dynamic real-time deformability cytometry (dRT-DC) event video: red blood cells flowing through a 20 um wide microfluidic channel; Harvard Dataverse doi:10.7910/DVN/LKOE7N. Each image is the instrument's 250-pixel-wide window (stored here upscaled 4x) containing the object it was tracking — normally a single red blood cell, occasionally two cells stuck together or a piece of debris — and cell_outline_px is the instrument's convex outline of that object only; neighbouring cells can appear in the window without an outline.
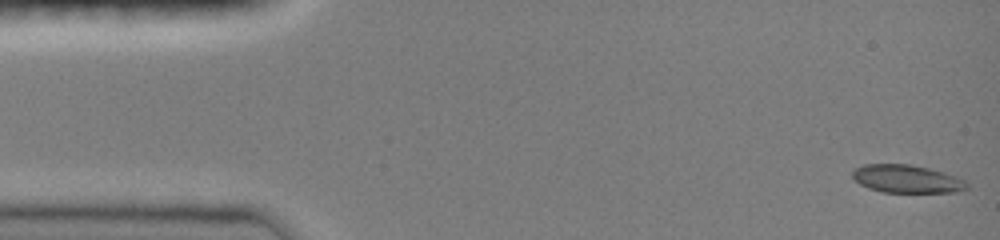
{"species": "common noctule bat (a hibernating species)", "species_latin": "Nyctalus noctula", "temperature_condition": "room temperature", "stored_images_in_passage": 45, "camera_frame_rate_fps": 3000, "um_per_image_px": 0.085, "animal": {"sex": "female", "body_mass_g": 19.0, "forearm_length_mm": 51.5}, "frame": {"image": 1, "passage_image": 1, "time_ms": 0.0, "image_size_px": [1000, 240], "cell_outline_px": [[968, 188], [956, 192], [884, 192], [868, 188], [852, 180], [852, 172], [856, 168], [864, 164], [912, 164], [928, 168], [964, 180], [968, 184]], "centroid_in_image_um": [77.02, 15.21], "position_along_channel_um": 8.0, "area_um2": 18.5}}
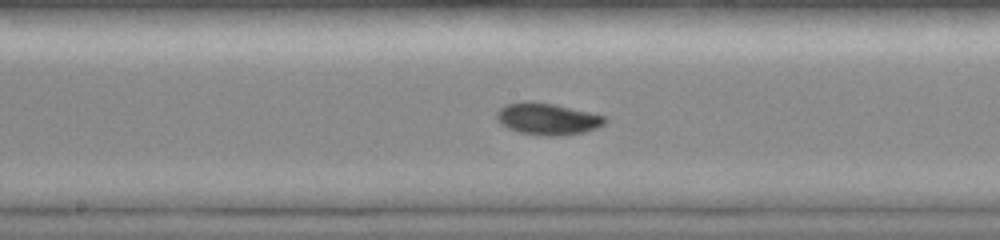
{"frame": {"image": 2, "passage_image": 23, "time_ms": 7.333, "image_size_px": [1000, 240], "cell_outline_px": [[608, 120], [604, 124], [596, 128], [584, 132], [560, 136], [548, 136], [520, 132], [508, 128], [500, 124], [496, 120], [496, 112], [504, 104], [524, 100], [528, 100], [552, 104], [608, 116]], "centroid_in_image_um": [46.52, 10.09], "position_along_channel_um": 201.7, "area_um2": 20.23}}
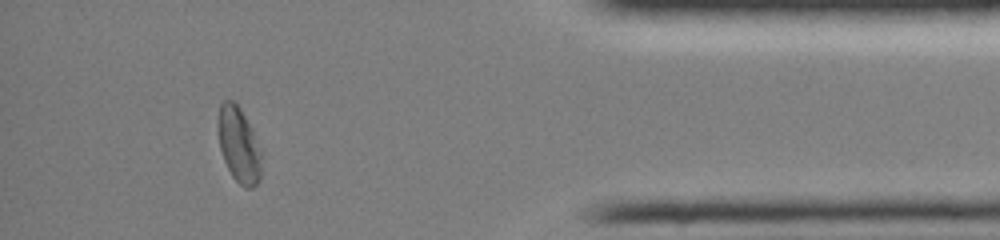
{"frame": {"image": 3, "passage_image": 40, "time_ms": 13.0, "image_size_px": [1000, 240], "cell_outline_px": [[264, 156], [260, 180], [252, 188], [244, 188], [232, 176], [224, 160], [220, 148], [216, 128], [216, 124], [220, 104], [224, 100], [236, 100], [252, 128], [264, 152]], "centroid_in_image_um": [20.33, 12.29], "position_along_channel_um": 414.9, "area_um2": 20.06}, "authors_computed_cell_mechanics": {"area_um2": 19.1896, "velocity_mm_per_s": 4.0925, "shape_relaxation_time_tau1_ms": 7.9747, "shape_relaxation_time_tau2_ms": 2.912, "deformation_change_tau1": 0.2134, "deformation_change_tau2": 0.0493}}